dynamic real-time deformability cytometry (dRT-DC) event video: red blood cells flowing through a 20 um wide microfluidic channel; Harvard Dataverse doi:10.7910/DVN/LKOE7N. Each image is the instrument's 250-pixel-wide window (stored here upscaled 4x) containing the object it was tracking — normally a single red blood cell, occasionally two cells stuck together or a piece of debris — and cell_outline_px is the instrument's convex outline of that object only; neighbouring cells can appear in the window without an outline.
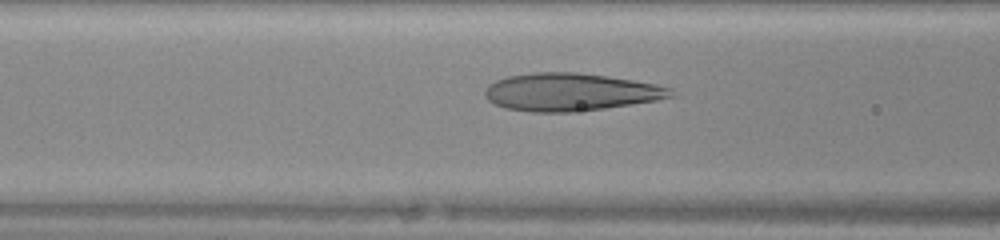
{"species": "human", "species_latin": "Homo sapiens", "temperature_condition": "warm", "stored_images_in_passage": 39, "camera_frame_rate_fps": 3000, "um_per_image_px": 0.085, "donor": {"sex": "female"}, "frame": {"image": 1, "passage_image": 11, "time_ms": 3.333, "image_size_px": [1000, 240], "cell_outline_px": [[676, 96], [656, 100], [604, 108], [572, 112], [532, 112], [504, 108], [488, 100], [484, 96], [484, 88], [488, 84], [496, 80], [508, 76], [532, 72], [576, 72], [632, 80], [656, 84], [672, 88]], "centroid_in_image_um": [48.46, 7.82], "position_along_channel_um": 118.1, "area_um2": 40.86}}
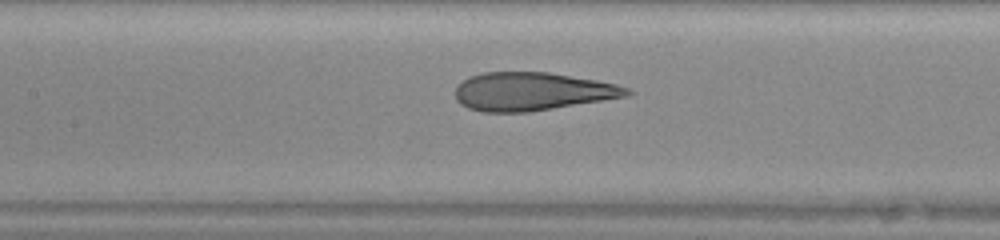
{"frame": {"image": 2, "passage_image": 14, "time_ms": 4.333, "image_size_px": [1000, 240], "cell_outline_px": [[636, 92], [628, 96], [528, 112], [484, 112], [468, 108], [460, 104], [456, 100], [456, 88], [468, 76], [484, 72], [548, 72], [596, 80], [616, 84], [628, 88]], "centroid_in_image_um": [45.24, 7.77], "position_along_channel_um": 162.2, "area_um2": 38.15}}
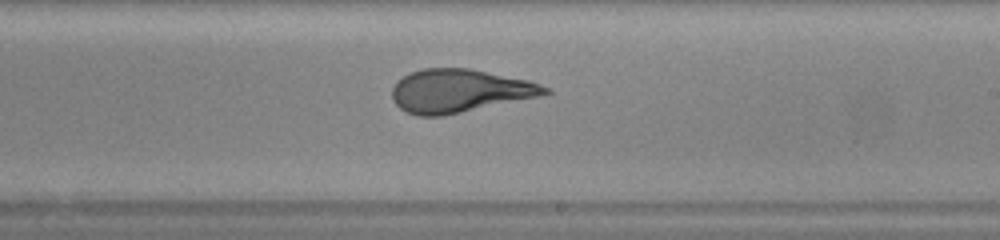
{"frame": {"image": 3, "passage_image": 20, "time_ms": 6.333, "image_size_px": [1000, 240], "cell_outline_px": [[552, 92], [540, 96], [444, 116], [420, 116], [408, 112], [400, 108], [392, 100], [392, 88], [396, 80], [408, 72], [424, 68], [468, 68], [528, 80], [540, 84], [548, 88]], "centroid_in_image_um": [39.02, 7.72], "position_along_channel_um": 250.0, "area_um2": 38.55}}